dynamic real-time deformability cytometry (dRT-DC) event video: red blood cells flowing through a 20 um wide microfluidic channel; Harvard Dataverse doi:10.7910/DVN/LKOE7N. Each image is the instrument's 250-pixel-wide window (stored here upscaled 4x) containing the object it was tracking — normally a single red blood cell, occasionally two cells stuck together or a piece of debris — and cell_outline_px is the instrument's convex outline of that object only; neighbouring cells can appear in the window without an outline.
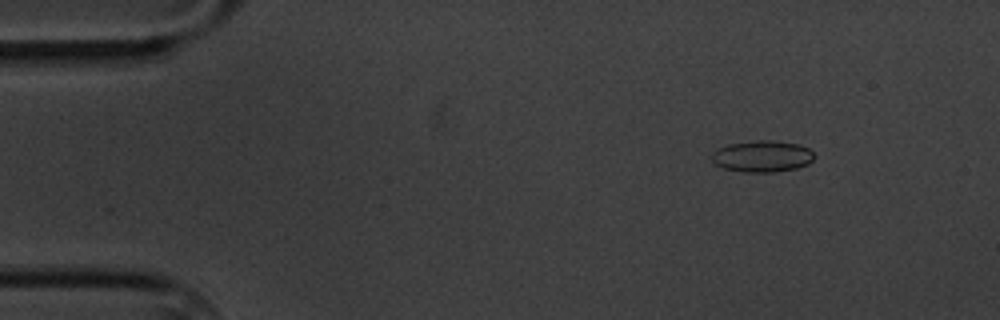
{"species": "common noctule bat (a hibernating species)", "species_latin": "Nyctalus noctula", "temperature_condition": "cold", "stored_images_in_passage": 7, "camera_frame_rate_fps": 3000, "um_per_image_px": 0.085, "animal": {"sex": "male", "body_mass_g": 20.1, "forearm_length_mm": 53.5}, "frame": {"image": 1, "passage_image": 2, "time_ms": 1.0, "image_size_px": [1000, 320], "cell_outline_px": [[816, 156], [808, 164], [796, 168], [772, 172], [744, 172], [724, 168], [716, 164], [712, 160], [712, 152], [728, 144], [756, 140], [772, 140], [800, 144], [808, 148]], "centroid_in_image_um": [64.81, 13.28], "position_along_channel_um": 20.2, "area_um2": 18.79}}
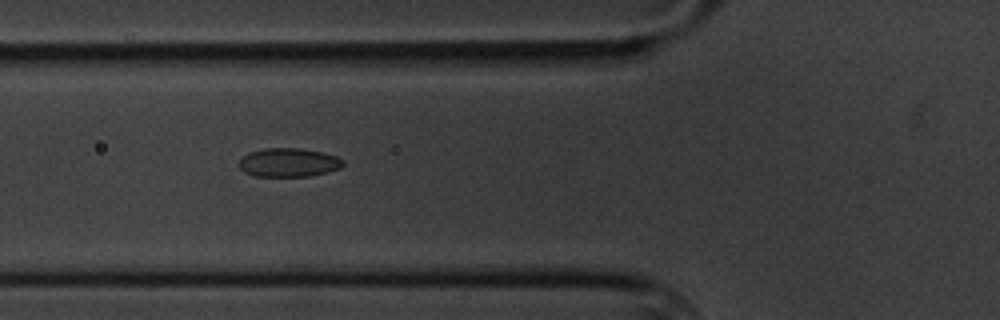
{"frame": {"image": 2, "passage_image": 6, "time_ms": 5.667, "image_size_px": [1000, 320], "cell_outline_px": [[344, 164], [340, 168], [328, 172], [308, 176], [256, 176], [244, 172], [240, 168], [240, 160], [248, 152], [264, 148], [300, 148], [320, 152], [336, 156], [344, 160]], "centroid_in_image_um": [24.54, 13.81], "position_along_channel_um": 101.3, "area_um2": 17.34}}
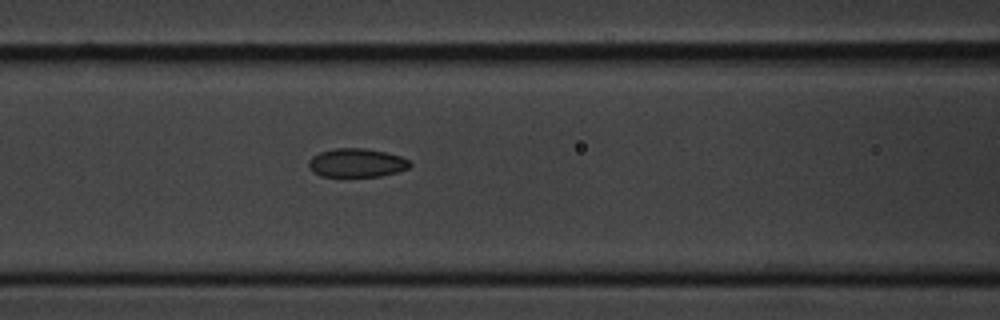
{"frame": {"image": 3, "passage_image": 7, "time_ms": 6.667, "image_size_px": [1000, 320], "cell_outline_px": [[412, 164], [408, 168], [396, 172], [380, 176], [320, 176], [312, 172], [308, 168], [308, 160], [312, 156], [320, 152], [336, 148], [364, 148], [384, 152], [400, 156], [408, 160]], "centroid_in_image_um": [30.27, 13.84], "position_along_channel_um": 136.3, "area_um2": 16.88}}